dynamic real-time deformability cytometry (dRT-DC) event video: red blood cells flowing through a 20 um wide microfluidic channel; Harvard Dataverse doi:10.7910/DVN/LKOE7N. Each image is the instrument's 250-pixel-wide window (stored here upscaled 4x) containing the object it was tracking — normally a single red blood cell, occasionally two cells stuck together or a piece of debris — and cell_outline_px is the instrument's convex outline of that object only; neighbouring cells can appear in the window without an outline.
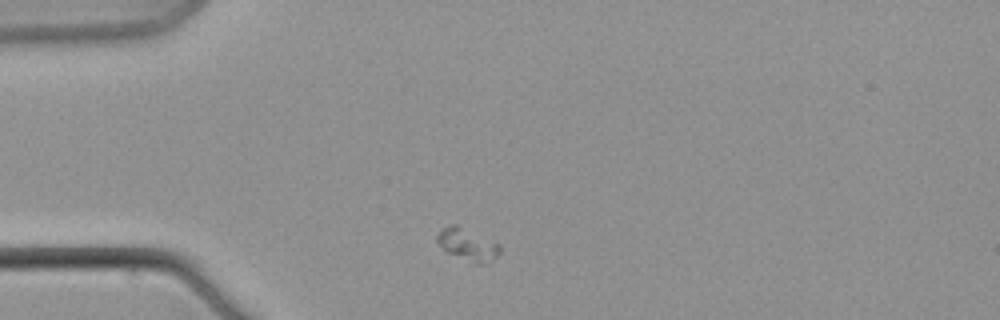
{"species": "common noctule bat (a hibernating species)", "species_latin": "Nyctalus noctula", "temperature_condition": "warm", "stored_images_in_passage": 2, "camera_frame_rate_fps": 3000, "um_per_image_px": 0.085, "animal": {"sex": "male", "body_mass_g": 21.5, "forearm_length_mm": 52.0}, "frame": {"image": 1, "passage_image": 1, "time_ms": 0.0, "image_size_px": [1000, 320], "cell_outline_px": [[500, 252], [488, 264], [476, 264], [448, 252], [436, 240], [436, 236], [440, 228], [452, 224], [456, 224], [500, 244]], "centroid_in_image_um": [39.75, 20.78], "position_along_channel_um": 45.2, "area_um2": 11.62}}